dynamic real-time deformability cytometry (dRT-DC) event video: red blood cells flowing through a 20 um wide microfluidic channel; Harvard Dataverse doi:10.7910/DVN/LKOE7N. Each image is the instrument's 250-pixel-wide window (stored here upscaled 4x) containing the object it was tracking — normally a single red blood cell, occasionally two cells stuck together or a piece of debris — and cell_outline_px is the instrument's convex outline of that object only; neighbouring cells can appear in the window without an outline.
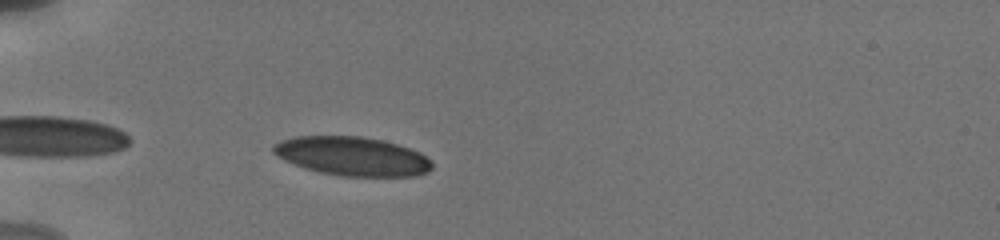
{"species": "human", "species_latin": "Homo sapiens", "temperature_condition": "cold", "stored_images_in_passage": 28, "camera_frame_rate_fps": 3000, "um_per_image_px": 0.085, "donor": {"sex": "male"}, "frame": {"image": 1, "passage_image": 2, "time_ms": 0.333, "image_size_px": [1000, 240], "cell_outline_px": [[432, 168], [428, 172], [416, 176], [340, 176], [320, 172], [304, 168], [284, 160], [276, 156], [272, 152], [272, 144], [280, 140], [296, 136], [360, 136], [380, 140], [396, 144], [420, 152], [432, 160]], "centroid_in_image_um": [29.92, 13.28], "position_along_channel_um": 55.1, "area_um2": 36.13}}
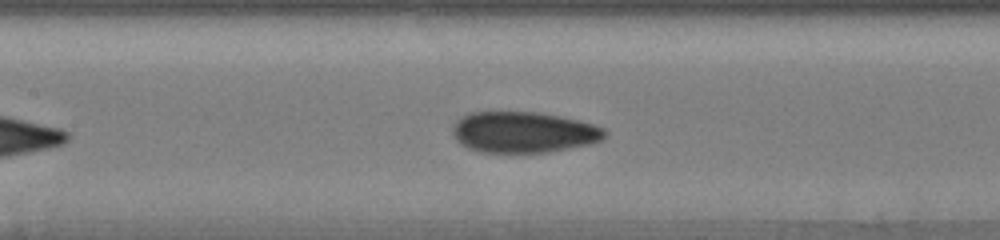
{"frame": {"image": 2, "passage_image": 13, "time_ms": 3.667, "image_size_px": [1000, 240], "cell_outline_px": [[608, 136], [592, 144], [544, 152], [480, 152], [468, 148], [460, 144], [456, 140], [452, 132], [452, 128], [456, 120], [460, 116], [468, 112], [540, 112], [580, 120], [604, 128], [608, 132]], "centroid_in_image_um": [44.49, 11.23], "position_along_channel_um": 162.9, "area_um2": 36.65}}
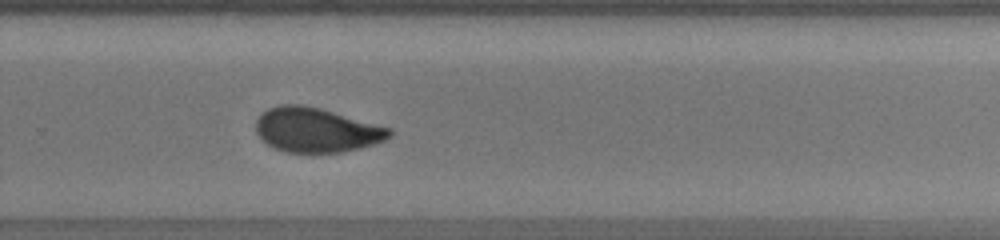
{"frame": {"image": 3, "passage_image": 23, "time_ms": 7.333, "image_size_px": [1000, 240], "cell_outline_px": [[392, 136], [384, 140], [360, 148], [340, 152], [284, 152], [272, 148], [256, 132], [256, 120], [268, 108], [280, 104], [300, 104], [320, 108], [392, 128]], "centroid_in_image_um": [26.89, 11.04], "position_along_channel_um": 302.9, "area_um2": 34.51}}